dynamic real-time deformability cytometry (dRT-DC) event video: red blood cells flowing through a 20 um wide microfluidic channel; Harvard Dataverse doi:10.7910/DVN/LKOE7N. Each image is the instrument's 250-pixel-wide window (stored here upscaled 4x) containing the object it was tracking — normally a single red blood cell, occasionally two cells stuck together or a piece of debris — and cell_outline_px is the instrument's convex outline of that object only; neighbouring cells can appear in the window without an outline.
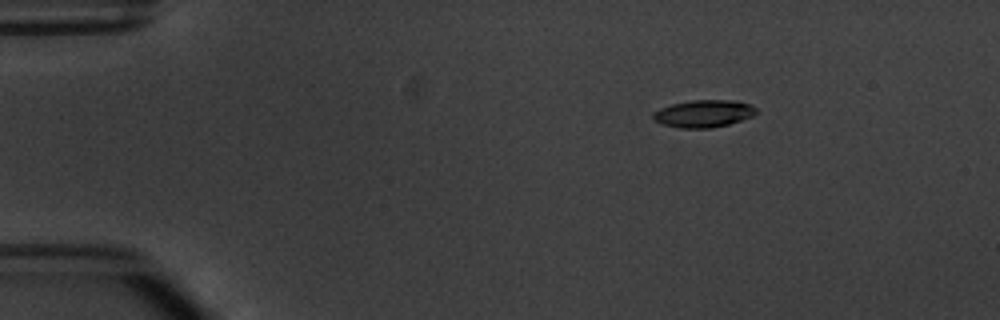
{"species": "common noctule bat (a hibernating species)", "species_latin": "Nyctalus noctula", "temperature_condition": "warm", "stored_images_in_passage": 4, "camera_frame_rate_fps": 3000, "um_per_image_px": 0.085, "animal": {"sex": "male", "body_mass_g": 20.1, "forearm_length_mm": 53.5}, "frame": {"image": 1, "passage_image": 2, "time_ms": 1.333, "image_size_px": [1000, 320], "cell_outline_px": [[756, 112], [752, 116], [728, 124], [712, 128], [680, 128], [664, 124], [652, 120], [652, 112], [660, 108], [672, 104], [692, 100], [736, 100], [752, 104], [756, 108]], "centroid_in_image_um": [59.8, 9.65], "position_along_channel_um": 25.2, "area_um2": 16.47}}